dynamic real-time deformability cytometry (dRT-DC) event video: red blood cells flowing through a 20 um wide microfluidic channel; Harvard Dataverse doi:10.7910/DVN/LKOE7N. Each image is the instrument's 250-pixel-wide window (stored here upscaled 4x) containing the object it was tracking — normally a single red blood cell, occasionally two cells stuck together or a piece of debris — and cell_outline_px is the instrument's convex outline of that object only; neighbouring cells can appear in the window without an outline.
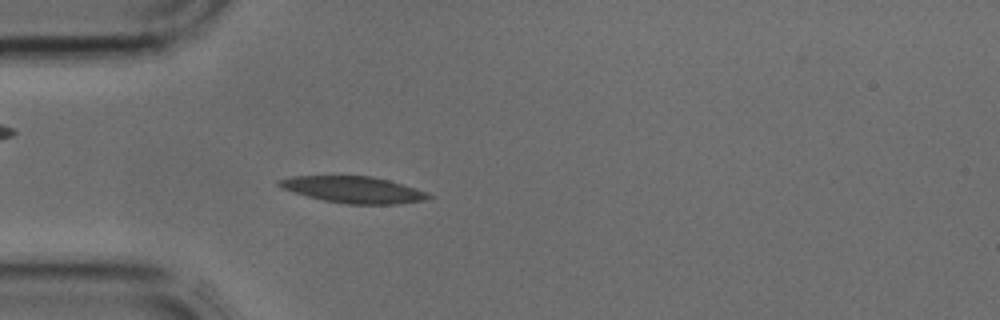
{"species": "common noctule bat (a hibernating species)", "species_latin": "Nyctalus noctula", "temperature_condition": "cold", "stored_images_in_passage": 3, "camera_frame_rate_fps": 3000, "um_per_image_px": 0.085, "animal": {"sex": "male", "body_mass_g": 17.9, "forearm_length_mm": 54.2}, "frame": {"image": 1, "passage_image": 3, "time_ms": 0.667, "image_size_px": [1000, 320], "cell_outline_px": [[436, 196], [424, 200], [396, 204], [348, 204], [324, 200], [308, 196], [280, 188], [276, 184], [276, 180], [292, 176], [372, 176], [388, 180]], "centroid_in_image_um": [29.98, 16.12], "position_along_channel_um": 55.0, "area_um2": 22.83}}